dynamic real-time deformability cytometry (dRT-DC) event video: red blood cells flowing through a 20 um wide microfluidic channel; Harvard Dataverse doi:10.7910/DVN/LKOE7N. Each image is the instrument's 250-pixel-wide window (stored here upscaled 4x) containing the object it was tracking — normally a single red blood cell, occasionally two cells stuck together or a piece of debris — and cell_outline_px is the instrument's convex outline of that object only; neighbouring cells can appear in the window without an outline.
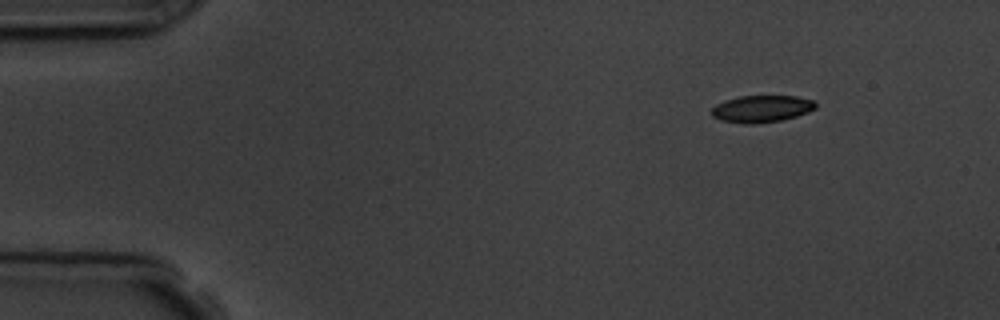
{"species": "common noctule bat (a hibernating species)", "species_latin": "Nyctalus noctula", "temperature_condition": "room temperature", "stored_images_in_passage": 4, "camera_frame_rate_fps": 3000, "um_per_image_px": 0.085, "animal": {"sex": "male", "body_mass_g": 19.5, "forearm_length_mm": 54.6}, "frame": {"image": 1, "passage_image": 1, "time_ms": 0.0, "image_size_px": [1000, 320], "cell_outline_px": [[816, 108], [808, 112], [796, 116], [780, 120], [752, 124], [748, 124], [720, 120], [712, 116], [712, 108], [716, 104], [724, 100], [740, 96], [796, 96], [812, 100], [816, 104]], "centroid_in_image_um": [64.72, 9.24], "position_along_channel_um": 20.3, "area_um2": 16.24}}
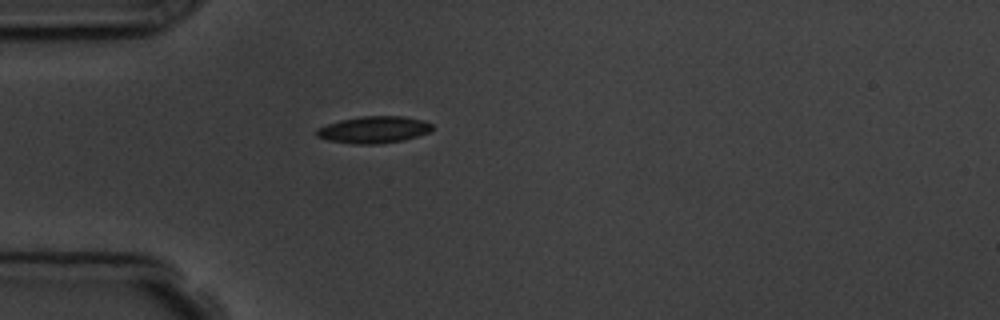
{"frame": {"image": 2, "passage_image": 4, "time_ms": 3.0, "image_size_px": [1000, 320], "cell_outline_px": [[432, 128], [428, 132], [404, 140], [376, 144], [352, 144], [328, 140], [316, 136], [316, 132], [320, 128], [328, 124], [340, 120], [360, 116], [404, 116], [424, 120], [432, 124]], "centroid_in_image_um": [31.78, 11.02], "position_along_channel_um": 53.2, "area_um2": 17.98}}